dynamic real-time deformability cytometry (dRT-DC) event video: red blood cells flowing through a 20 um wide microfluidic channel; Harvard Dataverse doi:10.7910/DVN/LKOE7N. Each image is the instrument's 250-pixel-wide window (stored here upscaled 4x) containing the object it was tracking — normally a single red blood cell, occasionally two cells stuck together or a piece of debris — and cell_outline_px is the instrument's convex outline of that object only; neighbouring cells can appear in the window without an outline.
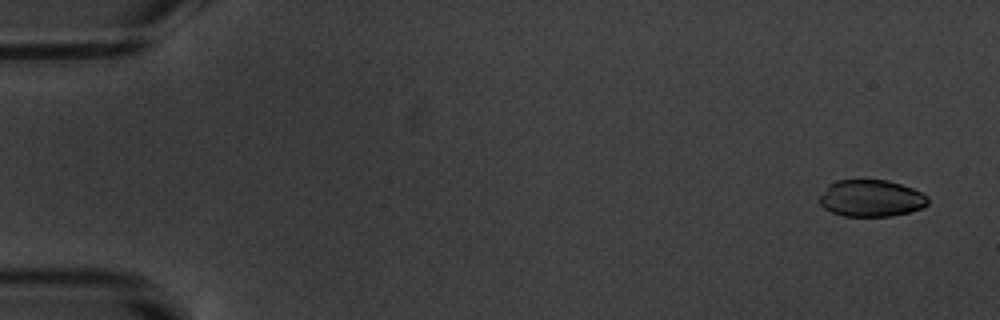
{"species": "common noctule bat (a hibernating species)", "species_latin": "Nyctalus noctula", "temperature_condition": "warm", "stored_images_in_passage": 5, "camera_frame_rate_fps": 3000, "um_per_image_px": 0.085, "animal": {"sex": "male", "body_mass_g": 20.1, "forearm_length_mm": 53.5}, "frame": {"image": 1, "passage_image": 1, "time_ms": 0.0, "image_size_px": [1000, 320], "cell_outline_px": [[928, 204], [924, 208], [912, 212], [892, 216], [844, 216], [832, 212], [824, 208], [820, 204], [820, 196], [828, 184], [836, 180], [888, 180], [912, 188], [928, 196]], "centroid_in_image_um": [74.07, 16.86], "position_along_channel_um": 10.9, "area_um2": 23.41}}
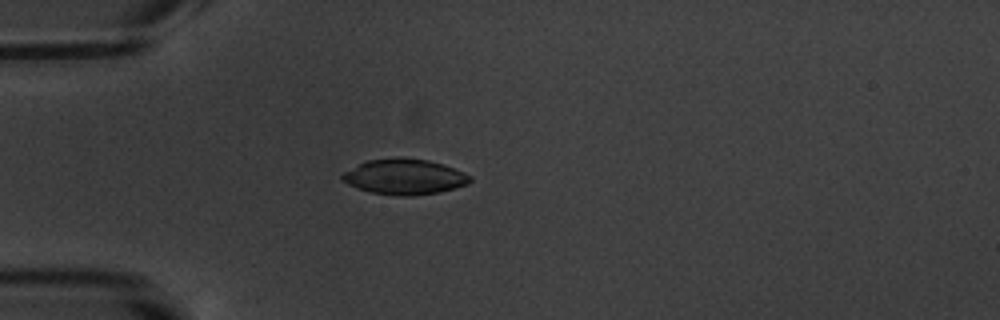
{"frame": {"image": 2, "passage_image": 5, "time_ms": 4.667, "image_size_px": [1000, 320], "cell_outline_px": [[472, 180], [468, 184], [440, 192], [412, 196], [400, 196], [372, 192], [356, 188], [340, 180], [340, 176], [344, 172], [368, 160], [396, 156], [400, 156], [428, 160], [464, 172], [472, 176]], "centroid_in_image_um": [34.37, 15.02], "position_along_channel_um": 50.6, "area_um2": 26.53}}